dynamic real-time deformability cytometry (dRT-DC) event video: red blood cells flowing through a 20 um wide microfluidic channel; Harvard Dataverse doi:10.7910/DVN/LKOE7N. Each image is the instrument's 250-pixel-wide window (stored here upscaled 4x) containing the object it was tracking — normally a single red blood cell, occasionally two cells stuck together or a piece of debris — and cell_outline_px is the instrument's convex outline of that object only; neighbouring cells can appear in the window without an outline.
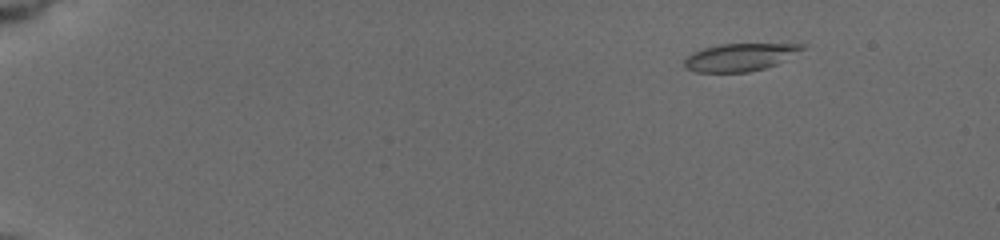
{"species": "common noctule bat (a hibernating species)", "species_latin": "Nyctalus noctula", "temperature_condition": "cold", "stored_images_in_passage": 47, "camera_frame_rate_fps": 3000, "um_per_image_px": 0.085, "animal": {"sex": "female", "body_mass_g": 19.5, "forearm_length_mm": 54.1}, "frame": {"image": 1, "passage_image": 1, "time_ms": 0.0, "image_size_px": [1000, 240], "cell_outline_px": [[808, 44], [804, 48], [776, 64], [764, 68], [748, 72], [696, 72], [684, 68], [684, 60], [692, 52], [704, 48], [720, 44]], "centroid_in_image_um": [62.84, 4.86], "position_along_channel_um": 22.2, "area_um2": 18.73}}
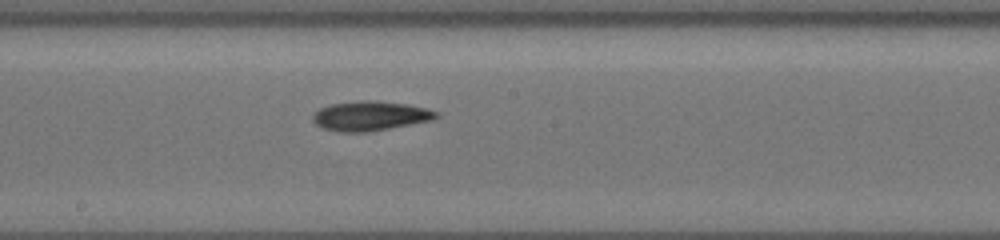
{"frame": {"image": 2, "passage_image": 27, "time_ms": 8.667, "image_size_px": [1000, 240], "cell_outline_px": [[440, 116], [432, 120], [368, 132], [340, 132], [324, 128], [316, 124], [312, 120], [312, 116], [320, 108], [332, 104], [364, 100], [372, 100], [404, 104], [424, 108], [440, 112]], "centroid_in_image_um": [31.47, 9.86], "position_along_channel_um": 216.7, "area_um2": 20.98}}
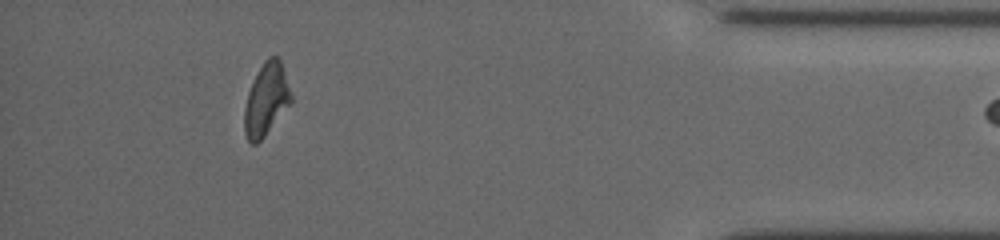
{"frame": {"image": 3, "passage_image": 46, "time_ms": 15.0, "image_size_px": [1000, 240], "cell_outline_px": [[292, 100], [264, 136], [256, 144], [252, 144], [248, 140], [244, 132], [244, 108], [248, 92], [264, 60], [268, 56], [276, 56], [280, 60], [292, 96]], "centroid_in_image_um": [22.61, 8.46], "position_along_channel_um": 412.6, "area_um2": 19.13}}